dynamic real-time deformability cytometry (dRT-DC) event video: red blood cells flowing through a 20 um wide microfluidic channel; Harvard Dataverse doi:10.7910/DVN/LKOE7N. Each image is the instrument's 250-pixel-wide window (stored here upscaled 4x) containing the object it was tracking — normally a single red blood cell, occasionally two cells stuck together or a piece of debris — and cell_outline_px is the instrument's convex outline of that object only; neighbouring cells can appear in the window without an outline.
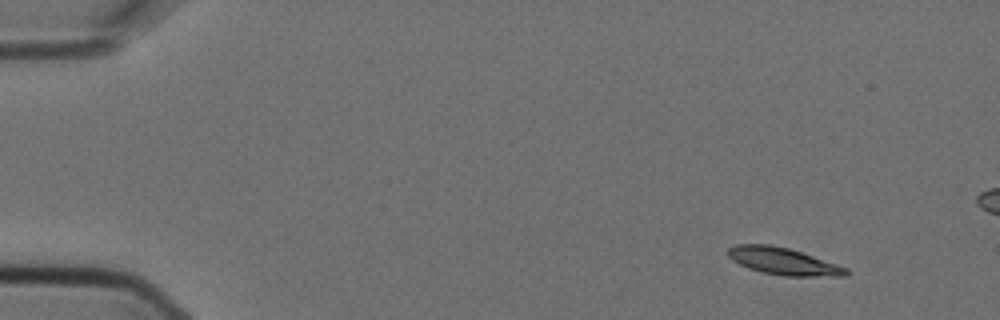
{"species": "Egyptian fruit bat (a non-hibernating species)", "species_latin": "Rousettus aegyptiacus", "temperature_condition": "cold", "stored_images_in_passage": 3, "camera_frame_rate_fps": 3000, "um_per_image_px": 0.085, "animal": {"sex": "female"}, "frame": {"image": 1, "passage_image": 1, "time_ms": 0.0, "image_size_px": [1000, 320], "cell_outline_px": [[852, 272], [848, 276], [784, 276], [764, 272], [748, 268], [732, 260], [728, 256], [728, 248], [736, 244], [768, 244], [788, 248], [848, 268]], "centroid_in_image_um": [66.59, 22.21], "position_along_channel_um": 18.4, "area_um2": 18.5}}